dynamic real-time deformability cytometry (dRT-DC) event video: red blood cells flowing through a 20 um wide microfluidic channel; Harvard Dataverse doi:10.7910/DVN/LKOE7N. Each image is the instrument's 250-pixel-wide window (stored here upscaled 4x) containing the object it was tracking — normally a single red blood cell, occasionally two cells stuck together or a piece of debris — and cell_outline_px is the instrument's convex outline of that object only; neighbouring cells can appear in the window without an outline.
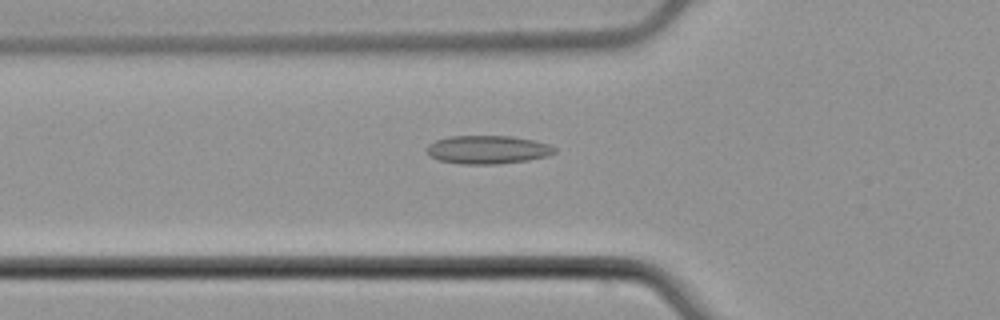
{"species": "common noctule bat (a hibernating species)", "species_latin": "Nyctalus noctula", "temperature_condition": "cold", "stored_images_in_passage": 53, "camera_frame_rate_fps": 3000, "um_per_image_px": 0.085, "animal": {"sex": "male", "body_mass_g": 21.5, "forearm_length_mm": 52.0}, "frame": {"image": 1, "passage_image": 19, "time_ms": 6.0, "image_size_px": [1000, 320], "cell_outline_px": [[556, 152], [548, 156], [528, 160], [496, 164], [460, 164], [440, 160], [432, 156], [428, 152], [428, 144], [436, 140], [448, 136], [512, 136], [532, 140], [548, 144], [556, 148]], "centroid_in_image_um": [41.48, 12.72], "position_along_channel_um": 84.3, "area_um2": 20.98}}
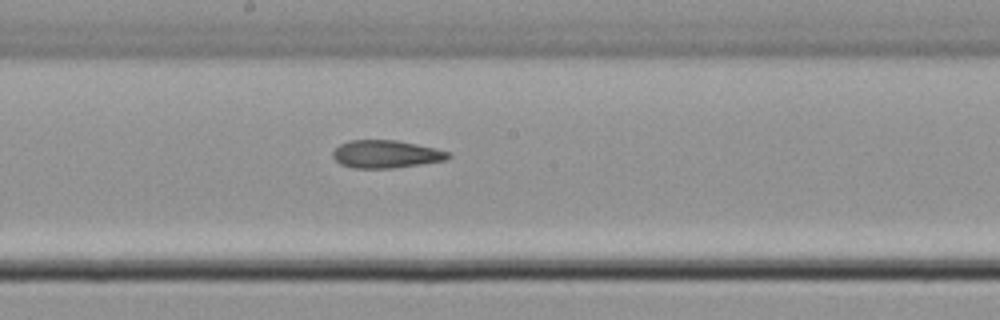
{"frame": {"image": 2, "passage_image": 29, "time_ms": 9.333, "image_size_px": [1000, 320], "cell_outline_px": [[452, 156], [448, 160], [392, 168], [352, 168], [340, 164], [332, 156], [332, 152], [340, 144], [348, 140], [396, 140], [436, 148], [452, 152]], "centroid_in_image_um": [32.84, 13.1], "position_along_channel_um": 215.4, "area_um2": 18.84}}
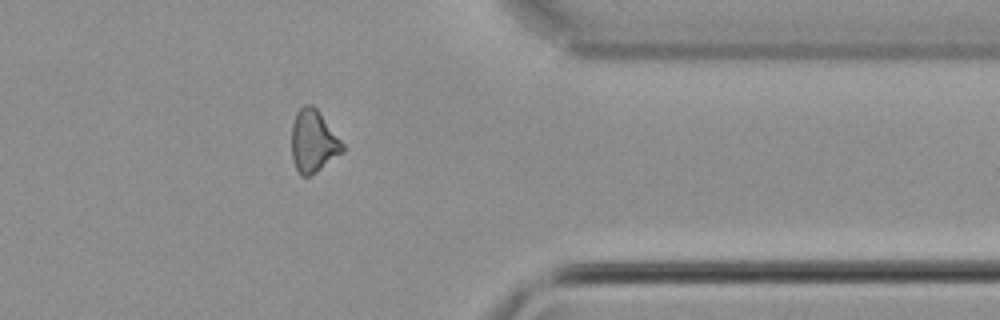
{"frame": {"image": 3, "passage_image": 43, "time_ms": 14.0, "image_size_px": [1000, 320], "cell_outline_px": [[344, 152], [316, 172], [308, 176], [300, 176], [296, 168], [292, 156], [292, 124], [296, 112], [304, 104], [312, 104], [316, 108], [344, 144]], "centroid_in_image_um": [26.63, 12.01], "position_along_channel_um": 384.8, "area_um2": 18.44}, "authors_computed_cell_mechanics": {"area_um2": 18.9584, "velocity_mm_per_s": 3.922, "shape_relaxation_time_tau1_ms": null, "shape_relaxation_time_tau2_ms": 10.1505, "deformation_change_tau1": null, "deformation_change_tau2": 0.2309}}